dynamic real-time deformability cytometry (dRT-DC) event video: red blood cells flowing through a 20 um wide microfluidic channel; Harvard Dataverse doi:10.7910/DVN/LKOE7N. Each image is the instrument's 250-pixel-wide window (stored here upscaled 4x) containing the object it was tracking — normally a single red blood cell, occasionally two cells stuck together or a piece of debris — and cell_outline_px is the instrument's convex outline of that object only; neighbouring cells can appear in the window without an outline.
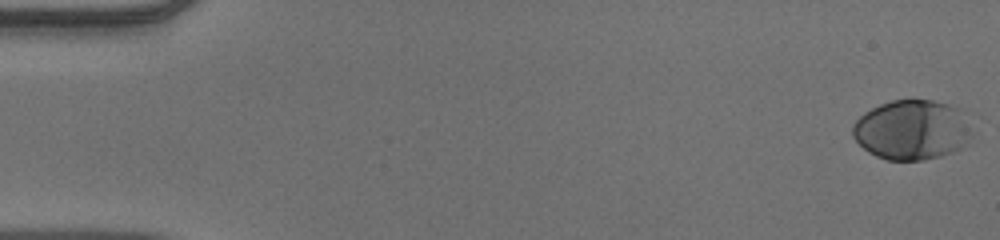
{"species": "human", "species_latin": "Homo sapiens", "temperature_condition": "warm", "stored_images_in_passage": 53, "camera_frame_rate_fps": 3000, "um_per_image_px": 0.085, "donor": {"sex": "male"}, "frame": {"image": 1, "passage_image": 1, "time_ms": 0.0, "image_size_px": [1000, 240], "cell_outline_px": [[960, 148], [952, 152], [940, 156], [924, 160], [888, 160], [876, 156], [868, 152], [852, 136], [852, 124], [864, 112], [880, 104], [892, 100], [932, 100], [948, 104], [960, 108]], "centroid_in_image_um": [77.28, 11.03], "position_along_channel_um": 7.7, "area_um2": 39.71}}
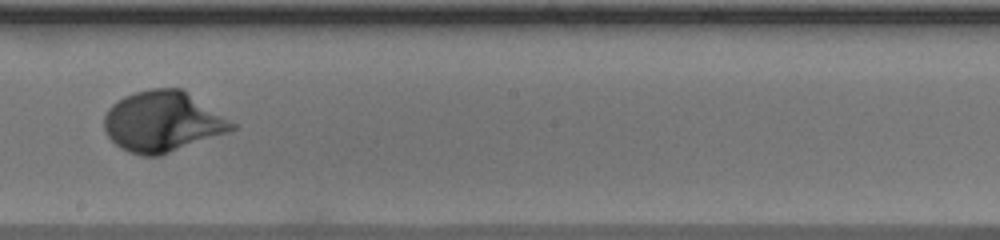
{"frame": {"image": 2, "passage_image": 31, "time_ms": 10.0, "image_size_px": [1000, 240], "cell_outline_px": [[236, 128], [228, 132], [160, 156], [140, 156], [128, 152], [120, 148], [108, 136], [104, 128], [104, 116], [108, 108], [112, 104], [124, 96], [136, 92], [152, 88], [180, 88], [236, 124]], "centroid_in_image_um": [13.78, 10.36], "position_along_channel_um": 234.4, "area_um2": 44.74}}
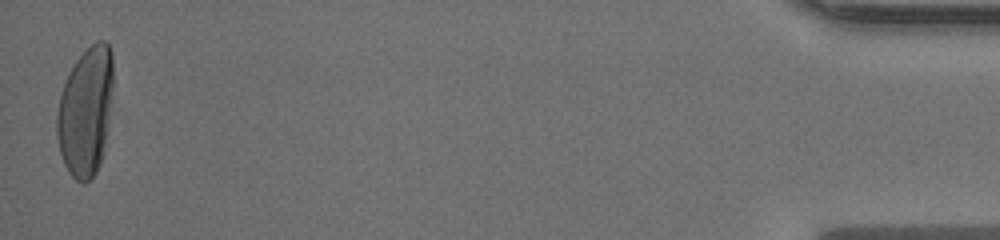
{"frame": {"image": 3, "passage_image": 53, "time_ms": 17.333, "image_size_px": [1000, 240], "cell_outline_px": [[112, 88], [104, 152], [96, 172], [84, 184], [76, 180], [68, 172], [64, 164], [60, 152], [56, 132], [56, 112], [60, 96], [64, 84], [76, 60], [96, 40], [104, 40], [108, 44], [112, 52]], "centroid_in_image_um": [7.27, 9.49], "position_along_channel_um": 427.9, "area_um2": 41.96}, "authors_computed_cell_mechanics": {"area_um2": 41.5582, "velocity_mm_per_s": 3.8813, "shape_relaxation_time_tau1_ms": 3.057, "shape_relaxation_time_tau2_ms": null, "deformation_change_tau1": 0.2116, "deformation_change_tau2": null}}